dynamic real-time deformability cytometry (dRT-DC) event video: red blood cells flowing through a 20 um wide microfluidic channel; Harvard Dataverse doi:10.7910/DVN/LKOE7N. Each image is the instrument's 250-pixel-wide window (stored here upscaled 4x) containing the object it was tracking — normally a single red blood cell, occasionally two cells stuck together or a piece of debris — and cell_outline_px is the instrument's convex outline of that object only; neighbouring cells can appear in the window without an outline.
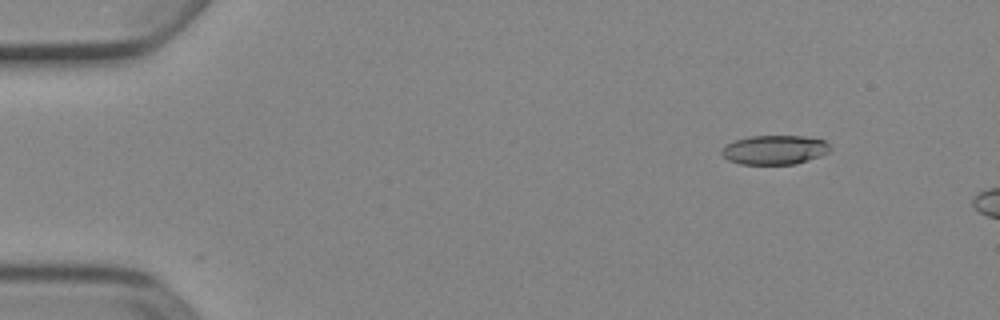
{"species": "Egyptian fruit bat (a non-hibernating species)", "species_latin": "Rousettus aegyptiacus", "temperature_condition": "cold", "stored_images_in_passage": 6, "camera_frame_rate_fps": 3000, "um_per_image_px": 0.085, "animal": {"sex": "female"}, "frame": {"image": 1, "passage_image": 1, "time_ms": 0.0, "image_size_px": [1000, 320], "cell_outline_px": [[832, 148], [828, 152], [820, 156], [796, 164], [740, 164], [728, 160], [720, 152], [724, 144], [748, 136], [804, 136], [824, 140]], "centroid_in_image_um": [65.82, 12.73], "position_along_channel_um": 19.2, "area_um2": 18.55}}